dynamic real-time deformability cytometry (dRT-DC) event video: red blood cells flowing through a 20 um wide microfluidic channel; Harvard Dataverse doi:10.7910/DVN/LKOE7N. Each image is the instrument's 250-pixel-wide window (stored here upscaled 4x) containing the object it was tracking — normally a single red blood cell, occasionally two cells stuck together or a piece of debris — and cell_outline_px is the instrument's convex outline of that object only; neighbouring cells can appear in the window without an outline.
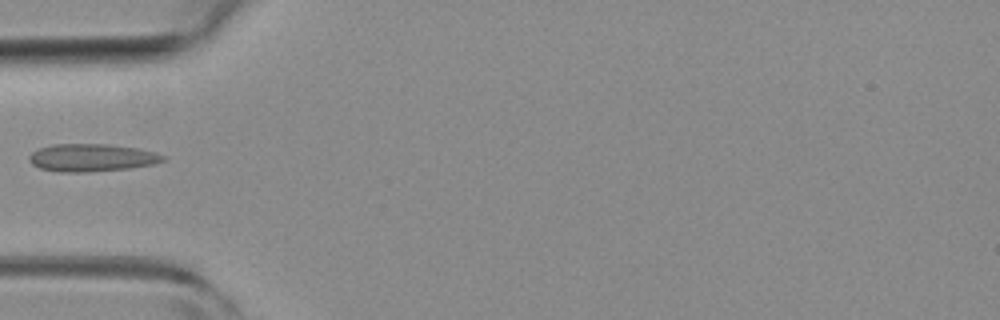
{"species": "common noctule bat (a hibernating species)", "species_latin": "Nyctalus noctula", "temperature_condition": "room temperature", "stored_images_in_passage": 6, "camera_frame_rate_fps": 3000, "um_per_image_px": 0.085, "animal": {"sex": "female", "body_mass_g": 19.3, "forearm_length_mm": 54.1}, "frame": {"image": 1, "passage_image": 4, "time_ms": 1.0, "image_size_px": [1000, 320], "cell_outline_px": [[164, 160], [152, 164], [128, 168], [88, 172], [60, 172], [40, 168], [32, 164], [28, 160], [28, 156], [32, 152], [40, 148], [52, 144], [108, 144], [140, 148], [156, 152], [164, 156]], "centroid_in_image_um": [7.77, 13.39], "position_along_channel_um": 77.2, "area_um2": 21.56}}
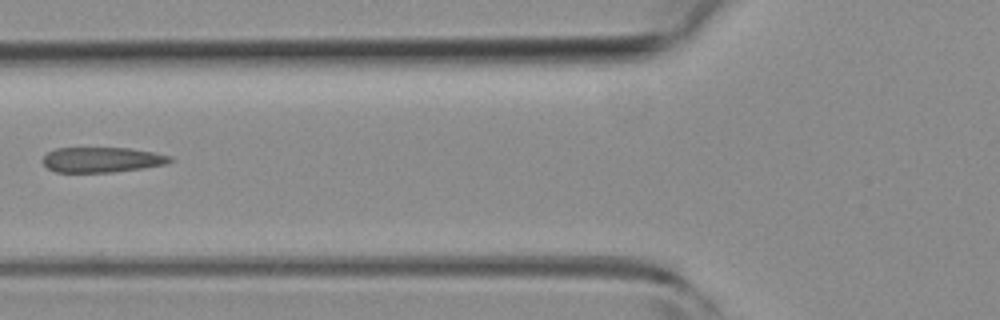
{"frame": {"image": 2, "passage_image": 5, "time_ms": 1.333, "image_size_px": [1000, 320], "cell_outline_px": [[172, 160], [164, 164], [144, 168], [112, 172], [56, 172], [48, 168], [40, 160], [48, 152], [56, 148], [128, 148], [152, 152], [172, 156]], "centroid_in_image_um": [8.63, 13.58], "position_along_channel_um": 117.2, "area_um2": 18.61}}
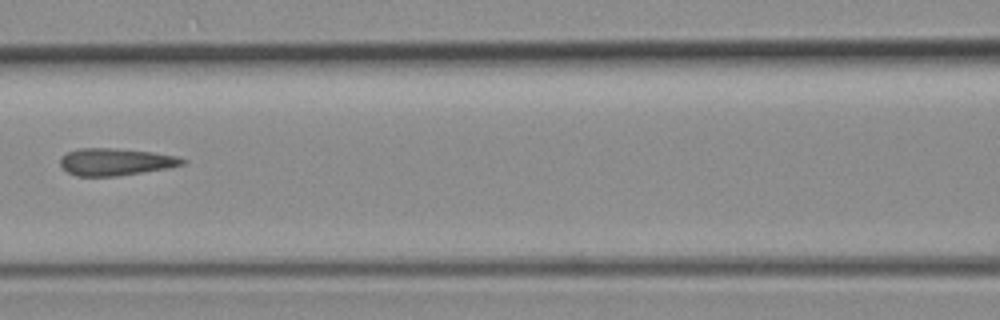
{"frame": {"image": 3, "passage_image": 6, "time_ms": 1.667, "image_size_px": [1000, 320], "cell_outline_px": [[188, 160], [184, 164], [168, 168], [144, 172], [116, 176], [76, 176], [68, 172], [60, 164], [60, 156], [68, 152], [80, 148], [112, 148], [152, 152], [176, 156]], "centroid_in_image_um": [9.82, 13.76], "position_along_channel_um": 156.8, "area_um2": 19.31}}